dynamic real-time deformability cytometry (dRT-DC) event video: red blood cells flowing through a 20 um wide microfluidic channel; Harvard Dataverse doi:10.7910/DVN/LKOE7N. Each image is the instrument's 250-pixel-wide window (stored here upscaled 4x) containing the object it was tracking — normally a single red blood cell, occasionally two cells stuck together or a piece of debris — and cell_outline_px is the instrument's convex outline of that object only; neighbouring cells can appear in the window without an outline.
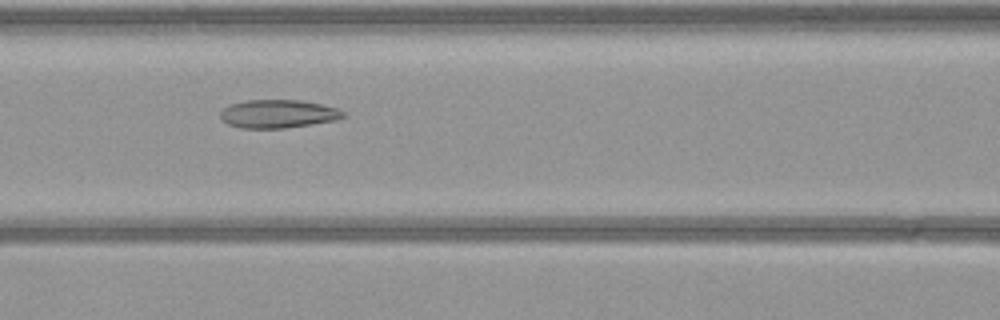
{"species": "common noctule bat (a hibernating species)", "species_latin": "Nyctalus noctula", "temperature_condition": "warm", "stored_images_in_passage": 39, "camera_frame_rate_fps": 3000, "um_per_image_px": 0.085, "animal": {"sex": "female", "body_mass_g": 21.9}, "frame": {"image": 1, "passage_image": 8, "time_ms": 2.333, "image_size_px": [1000, 320], "cell_outline_px": [[344, 116], [336, 120], [284, 128], [240, 128], [228, 124], [220, 116], [220, 112], [228, 104], [244, 100], [300, 100], [320, 104], [336, 108], [344, 112]], "centroid_in_image_um": [23.59, 9.67], "position_along_channel_um": 143.0, "area_um2": 20.11}}
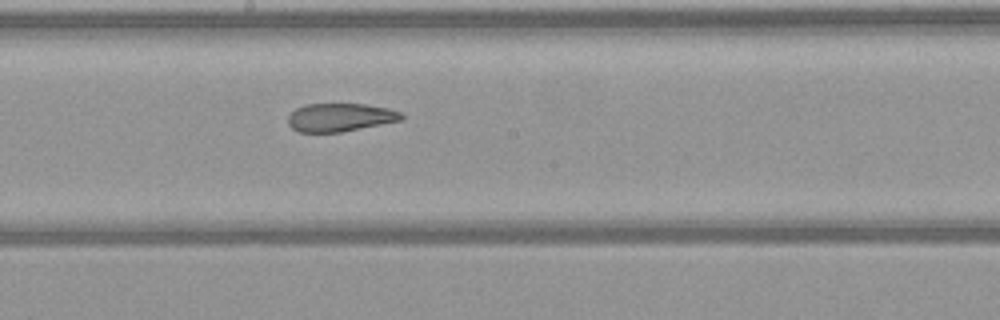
{"frame": {"image": 2, "passage_image": 14, "time_ms": 4.333, "image_size_px": [1000, 320], "cell_outline_px": [[404, 120], [340, 132], [300, 132], [292, 128], [288, 124], [288, 116], [296, 108], [304, 104], [364, 104], [388, 108], [400, 112], [404, 116]], "centroid_in_image_um": [28.92, 9.97], "position_along_channel_um": 219.3, "area_um2": 18.67}}
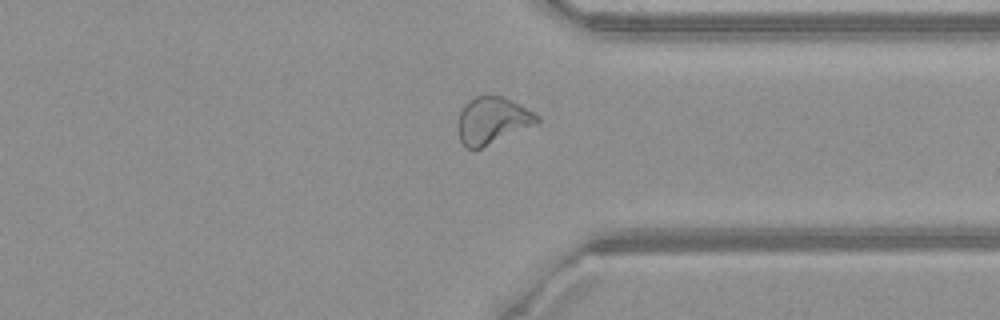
{"frame": {"image": 3, "passage_image": 26, "time_ms": 8.333, "image_size_px": [1000, 320], "cell_outline_px": [[540, 120], [536, 124], [480, 148], [464, 148], [460, 140], [456, 128], [456, 124], [460, 112], [464, 104], [468, 100], [476, 96], [500, 96], [520, 104], [540, 116]], "centroid_in_image_um": [41.81, 10.24], "position_along_channel_um": 369.6, "area_um2": 21.56}}